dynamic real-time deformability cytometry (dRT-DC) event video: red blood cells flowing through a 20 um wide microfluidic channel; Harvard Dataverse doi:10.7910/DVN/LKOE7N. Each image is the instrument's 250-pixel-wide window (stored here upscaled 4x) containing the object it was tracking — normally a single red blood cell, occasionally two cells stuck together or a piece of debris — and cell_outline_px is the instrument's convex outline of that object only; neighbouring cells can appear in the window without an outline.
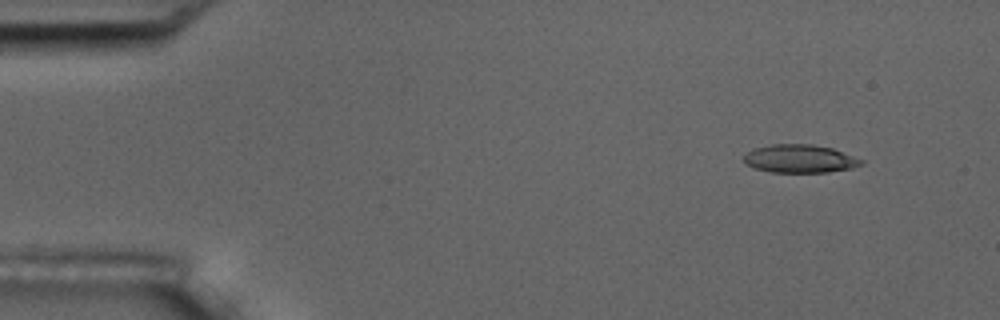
{"species": "common noctule bat (a hibernating species)", "species_latin": "Nyctalus noctula", "temperature_condition": "room temperature", "stored_images_in_passage": 4, "camera_frame_rate_fps": 3000, "um_per_image_px": 0.085, "animal": {"sex": "male", "body_mass_g": 17.5, "forearm_length_mm": 52.3}, "frame": {"image": 1, "passage_image": 1, "time_ms": 0.0, "image_size_px": [1000, 320], "cell_outline_px": [[864, 164], [852, 168], [828, 172], [772, 172], [756, 168], [748, 164], [744, 160], [744, 156], [752, 148], [772, 144], [812, 144], [832, 148], [864, 160]], "centroid_in_image_um": [68.01, 13.48], "position_along_channel_um": 17.0, "area_um2": 19.19}}
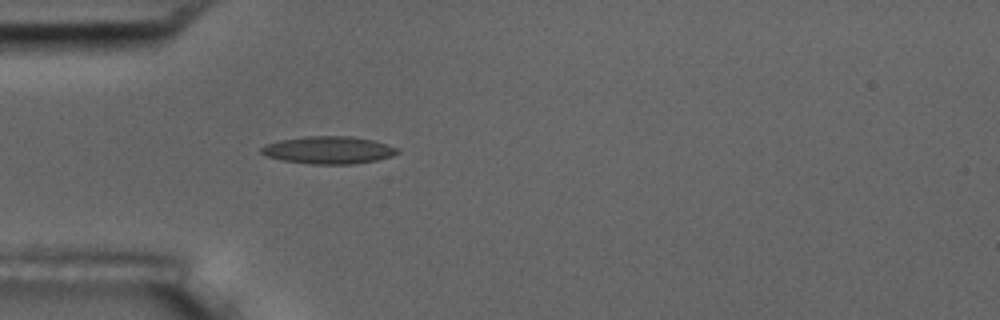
{"frame": {"image": 2, "passage_image": 4, "time_ms": 3.667, "image_size_px": [1000, 320], "cell_outline_px": [[400, 152], [392, 156], [376, 160], [352, 164], [312, 164], [284, 160], [264, 156], [260, 152], [260, 148], [264, 144], [280, 140], [304, 136], [352, 136], [372, 140], [388, 144], [400, 148]], "centroid_in_image_um": [27.93, 12.75], "position_along_channel_um": 57.1, "area_um2": 21.96}}